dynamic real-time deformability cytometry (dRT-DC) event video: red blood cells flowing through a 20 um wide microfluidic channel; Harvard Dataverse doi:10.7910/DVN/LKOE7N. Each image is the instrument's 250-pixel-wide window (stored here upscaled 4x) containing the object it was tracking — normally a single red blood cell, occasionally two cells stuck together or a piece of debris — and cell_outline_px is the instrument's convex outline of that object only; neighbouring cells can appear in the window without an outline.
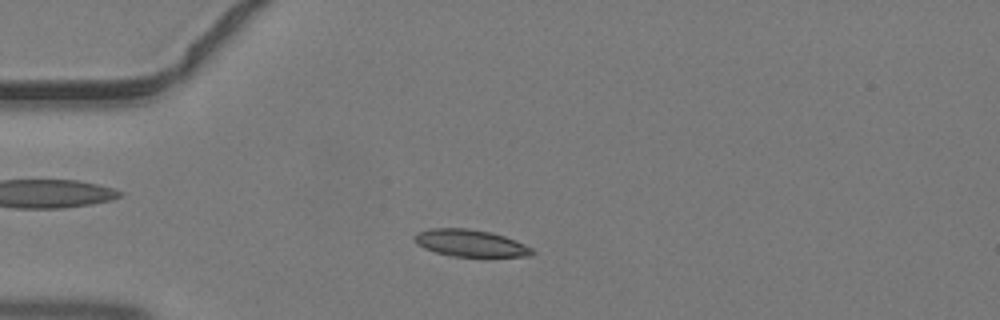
{"species": "common noctule bat (a hibernating species)", "species_latin": "Nyctalus noctula", "temperature_condition": "warm", "stored_images_in_passage": 42, "camera_frame_rate_fps": 3000, "um_per_image_px": 0.085, "animal": {"sex": "male", "body_mass_g": 19.2, "forearm_length_mm": 51.8}, "frame": {"image": 1, "passage_image": 9, "time_ms": 2.667, "image_size_px": [1000, 320], "cell_outline_px": [[536, 252], [532, 256], [448, 256], [424, 248], [416, 244], [412, 236], [416, 232], [432, 228], [468, 228], [492, 232], [516, 240], [532, 248]], "centroid_in_image_um": [39.96, 20.66], "position_along_channel_um": 45.0, "area_um2": 18.67}}
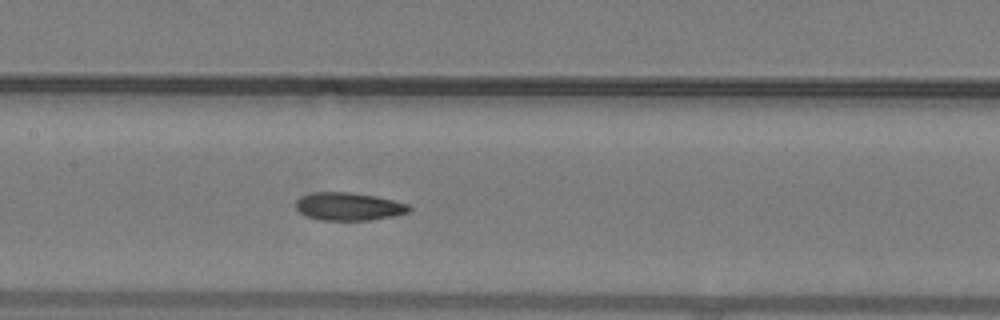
{"frame": {"image": 2, "passage_image": 19, "time_ms": 6.0, "image_size_px": [1000, 320], "cell_outline_px": [[412, 208], [408, 212], [392, 216], [368, 220], [320, 220], [308, 216], [300, 212], [296, 208], [296, 200], [300, 196], [312, 192], [348, 192], [376, 196], [408, 204]], "centroid_in_image_um": [29.61, 17.54], "position_along_channel_um": 177.8, "area_um2": 18.32}}
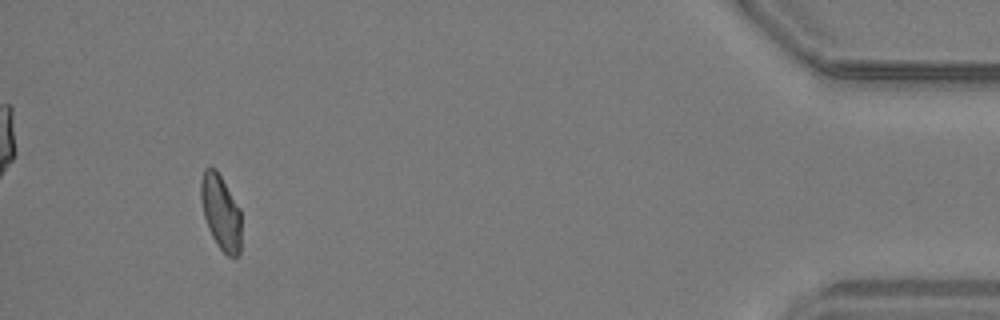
{"frame": {"image": 3, "passage_image": 39, "time_ms": 12.667, "image_size_px": [1000, 320], "cell_outline_px": [[240, 252], [236, 256], [228, 256], [216, 244], [208, 228], [204, 216], [200, 200], [200, 180], [204, 168], [216, 168], [240, 208]], "centroid_in_image_um": [18.75, 18.01], "position_along_channel_um": 416.5, "area_um2": 17.69}}